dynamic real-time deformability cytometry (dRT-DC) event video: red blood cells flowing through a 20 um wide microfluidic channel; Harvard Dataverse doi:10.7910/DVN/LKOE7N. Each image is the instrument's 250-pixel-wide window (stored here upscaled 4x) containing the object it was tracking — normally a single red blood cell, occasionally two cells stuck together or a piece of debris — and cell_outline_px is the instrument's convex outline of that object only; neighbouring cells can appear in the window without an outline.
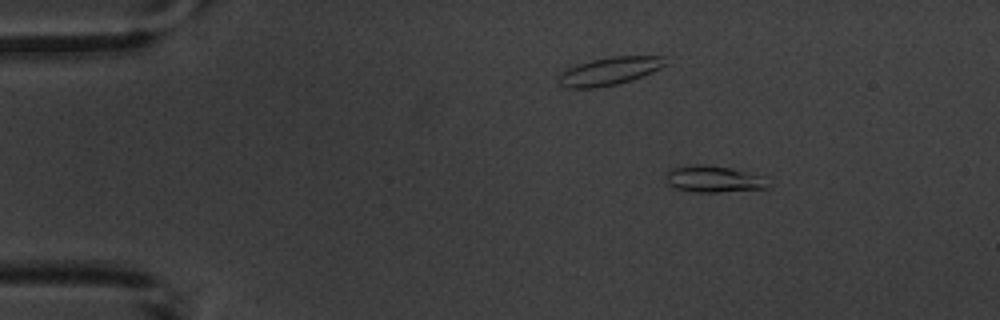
{"species": "common noctule bat (a hibernating species)", "species_latin": "Nyctalus noctula", "temperature_condition": "warm", "stored_images_in_passage": 10, "camera_frame_rate_fps": 3000, "um_per_image_px": 0.085, "animal": {"sex": "male", "body_mass_g": 20.1, "forearm_length_mm": 53.5}, "frame": {"image": 1, "passage_image": 2, "time_ms": 1.0, "image_size_px": [1000, 320], "cell_outline_px": [[768, 188], [720, 192], [696, 192], [676, 188], [668, 184], [664, 176], [672, 168], [696, 164], [700, 164], [728, 168], [744, 172], [756, 176]], "centroid_in_image_um": [60.49, 15.23], "position_along_channel_um": 24.5, "area_um2": 15.03}}
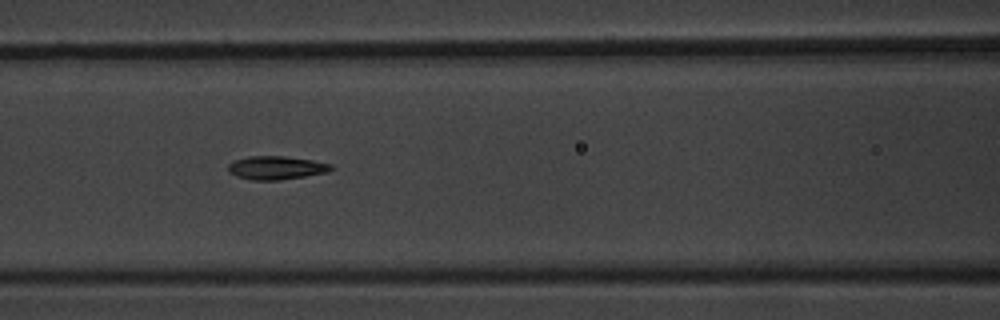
{"frame": {"image": 2, "passage_image": 6, "time_ms": 6.333, "image_size_px": [1000, 320], "cell_outline_px": [[336, 168], [328, 172], [280, 180], [252, 180], [236, 176], [228, 172], [228, 164], [232, 160], [248, 156], [284, 156], [312, 160], [332, 164]], "centroid_in_image_um": [23.47, 14.25], "position_along_channel_um": 143.1, "area_um2": 14.22}}
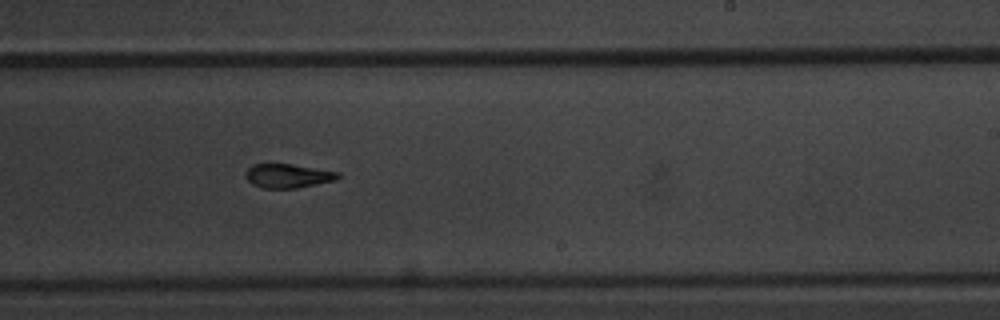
{"frame": {"image": 3, "passage_image": 9, "time_ms": 9.667, "image_size_px": [1000, 320], "cell_outline_px": [[340, 176], [336, 180], [296, 188], [264, 188], [252, 184], [244, 176], [244, 172], [252, 164], [268, 160], [340, 172]], "centroid_in_image_um": [24.39, 14.89], "position_along_channel_um": 264.6, "area_um2": 13.53}}